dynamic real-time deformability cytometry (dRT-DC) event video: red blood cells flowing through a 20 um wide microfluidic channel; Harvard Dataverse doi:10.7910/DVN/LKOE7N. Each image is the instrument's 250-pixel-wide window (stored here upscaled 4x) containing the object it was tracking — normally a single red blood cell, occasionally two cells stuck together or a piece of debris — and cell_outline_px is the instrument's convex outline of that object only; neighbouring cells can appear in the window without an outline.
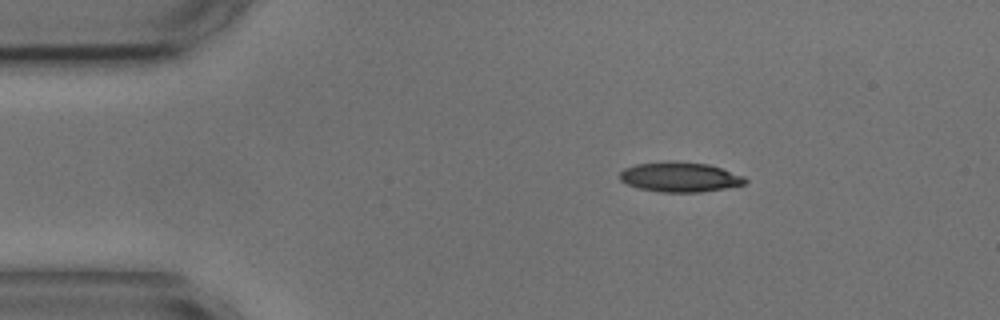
{"species": "common noctule bat (a hibernating species)", "species_latin": "Nyctalus noctula", "temperature_condition": "cold", "stored_images_in_passage": 23, "camera_frame_rate_fps": 3000, "um_per_image_px": 0.085, "animal": {"sex": "male", "body_mass_g": 17.9, "forearm_length_mm": 54.2}, "frame": {"image": 1, "passage_image": 1, "time_ms": 0.0, "image_size_px": [1000, 320], "cell_outline_px": [[748, 180], [744, 184], [724, 188], [700, 192], [660, 192], [640, 188], [628, 184], [620, 180], [620, 172], [624, 168], [636, 164], [668, 160], [672, 160], [708, 164], [744, 176]], "centroid_in_image_um": [57.77, 15.03], "position_along_channel_um": 27.2, "area_um2": 21.79}}
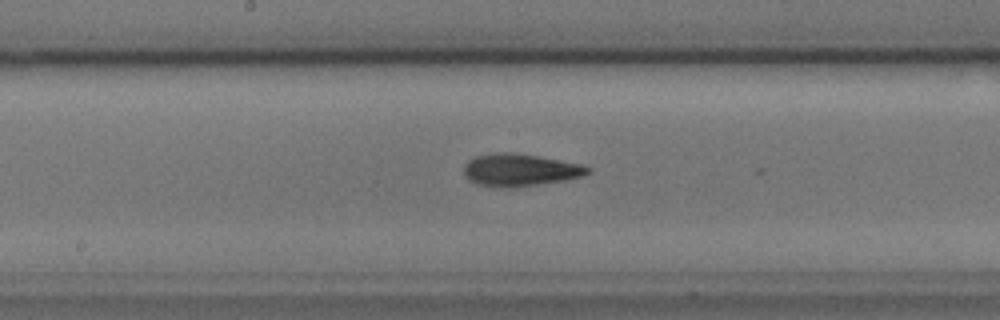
{"frame": {"image": 2, "passage_image": 20, "time_ms": 6.333, "image_size_px": [1000, 320], "cell_outline_px": [[592, 172], [584, 176], [564, 180], [508, 188], [476, 184], [468, 180], [464, 176], [464, 164], [468, 160], [476, 156], [496, 152], [512, 152], [540, 156], [580, 164], [592, 168]], "centroid_in_image_um": [44.19, 14.44], "position_along_channel_um": 204.0, "area_um2": 23.47}}